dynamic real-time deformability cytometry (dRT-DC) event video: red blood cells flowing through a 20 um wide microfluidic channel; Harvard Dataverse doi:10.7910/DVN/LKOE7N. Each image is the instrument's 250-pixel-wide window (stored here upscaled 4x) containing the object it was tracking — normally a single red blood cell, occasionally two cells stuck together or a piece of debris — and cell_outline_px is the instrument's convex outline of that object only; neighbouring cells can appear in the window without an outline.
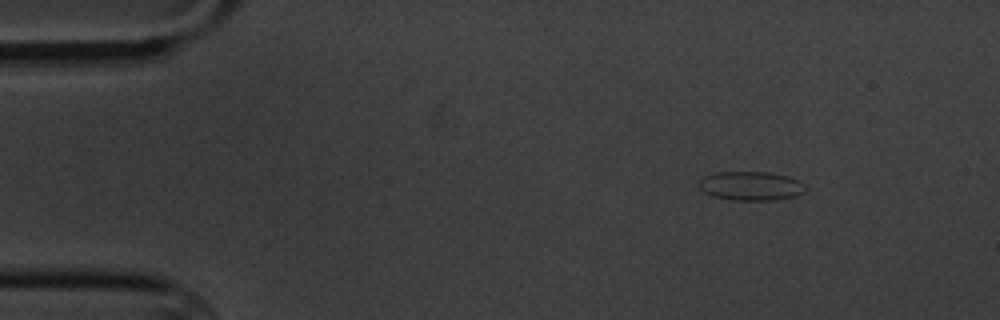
{"species": "common noctule bat (a hibernating species)", "species_latin": "Nyctalus noctula", "temperature_condition": "cold", "stored_images_in_passage": 8, "camera_frame_rate_fps": 3000, "um_per_image_px": 0.085, "animal": {"sex": "male", "body_mass_g": 20.1, "forearm_length_mm": 53.5}, "frame": {"image": 1, "passage_image": 1, "time_ms": 0.0, "image_size_px": [1000, 320], "cell_outline_px": [[808, 188], [804, 192], [796, 196], [772, 200], [728, 200], [712, 196], [704, 192], [700, 188], [700, 180], [704, 176], [716, 172], [768, 172], [788, 176], [804, 184]], "centroid_in_image_um": [63.83, 15.81], "position_along_channel_um": 21.2, "area_um2": 18.03}}
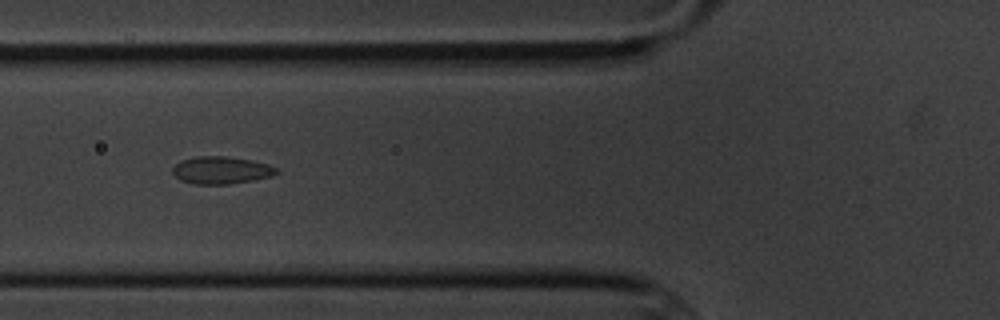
{"frame": {"image": 2, "passage_image": 5, "time_ms": 4.667, "image_size_px": [1000, 320], "cell_outline_px": [[280, 172], [272, 176], [252, 180], [228, 184], [192, 184], [180, 180], [172, 172], [172, 168], [180, 160], [196, 156], [224, 156], [252, 160], [268, 164], [276, 168]], "centroid_in_image_um": [18.79, 14.46], "position_along_channel_um": 107.0, "area_um2": 16.65}}
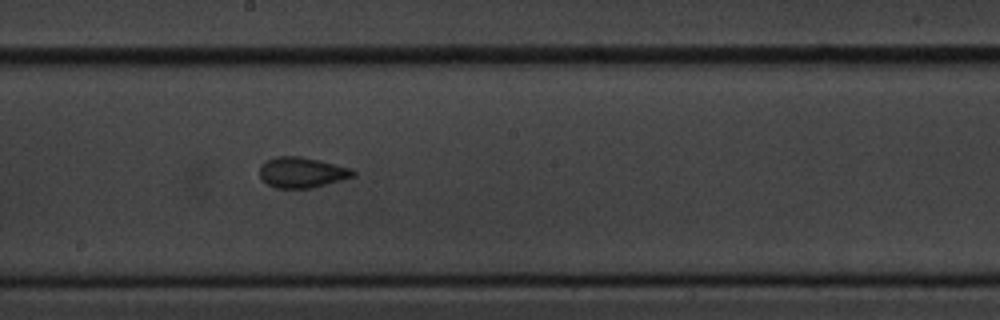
{"frame": {"image": 3, "passage_image": 8, "time_ms": 8.0, "image_size_px": [1000, 320], "cell_outline_px": [[356, 176], [312, 188], [276, 188], [268, 184], [260, 176], [260, 164], [264, 160], [276, 156], [300, 156], [320, 160], [352, 168], [356, 172]], "centroid_in_image_um": [25.67, 14.64], "position_along_channel_um": 222.5, "area_um2": 16.82}}